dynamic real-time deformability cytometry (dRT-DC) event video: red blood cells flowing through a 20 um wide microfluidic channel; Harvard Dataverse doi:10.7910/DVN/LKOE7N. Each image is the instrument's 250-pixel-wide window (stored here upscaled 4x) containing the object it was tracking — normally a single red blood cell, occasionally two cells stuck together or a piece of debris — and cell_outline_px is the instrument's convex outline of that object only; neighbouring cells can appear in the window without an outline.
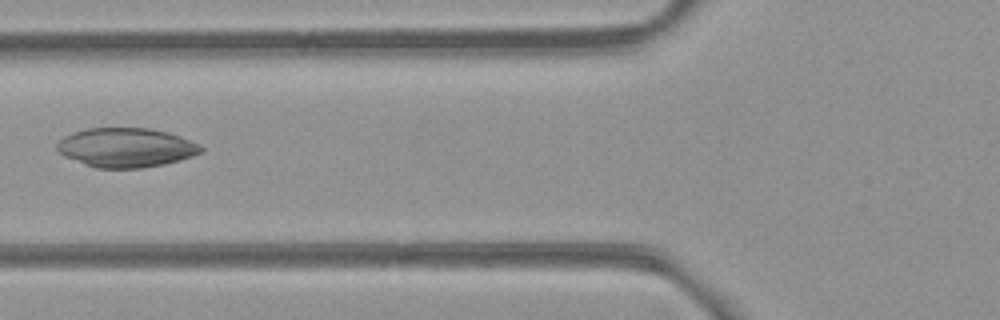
{"species": "common noctule bat (a hibernating species)", "species_latin": "Nyctalus noctula", "temperature_condition": "room temperature", "stored_images_in_passage": 3, "camera_frame_rate_fps": 3000, "um_per_image_px": 0.085, "animal": {"sex": "female", "body_mass_g": 21.9}, "frame": {"image": 1, "passage_image": 3, "time_ms": 2.333, "image_size_px": [1000, 320], "cell_outline_px": [[204, 148], [200, 152], [192, 156], [180, 160], [164, 164], [140, 168], [96, 168], [84, 164], [64, 156], [56, 148], [56, 144], [64, 136], [88, 128], [148, 128], [168, 132], [180, 136], [200, 144]], "centroid_in_image_um": [10.72, 12.54], "position_along_channel_um": 115.1, "area_um2": 32.83}}